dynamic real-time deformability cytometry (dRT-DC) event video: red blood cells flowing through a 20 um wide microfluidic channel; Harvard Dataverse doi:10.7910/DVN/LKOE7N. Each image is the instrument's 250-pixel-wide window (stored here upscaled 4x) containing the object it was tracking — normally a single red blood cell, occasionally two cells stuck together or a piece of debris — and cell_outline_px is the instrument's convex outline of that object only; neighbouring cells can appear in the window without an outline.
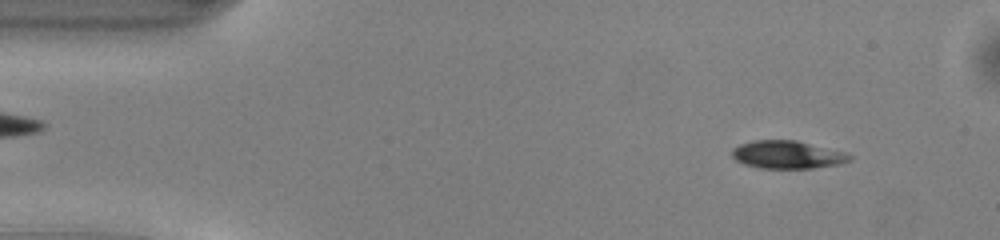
{"species": "common noctule bat (a hibernating species)", "species_latin": "Nyctalus noctula", "temperature_condition": "warm", "stored_images_in_passage": 48, "camera_frame_rate_fps": 3000, "um_per_image_px": 0.085, "animal": {"sex": "male", "body_mass_g": 13.0, "forearm_length_mm": 53.1}, "frame": {"image": 1, "passage_image": 4, "time_ms": 1.0, "image_size_px": [1000, 240], "cell_outline_px": [[852, 156], [848, 160], [840, 164], [812, 168], [760, 168], [744, 164], [736, 160], [732, 156], [732, 148], [740, 144], [752, 140], [796, 140], [848, 152]], "centroid_in_image_um": [66.93, 13.14], "position_along_channel_um": 18.1, "area_um2": 19.19}}
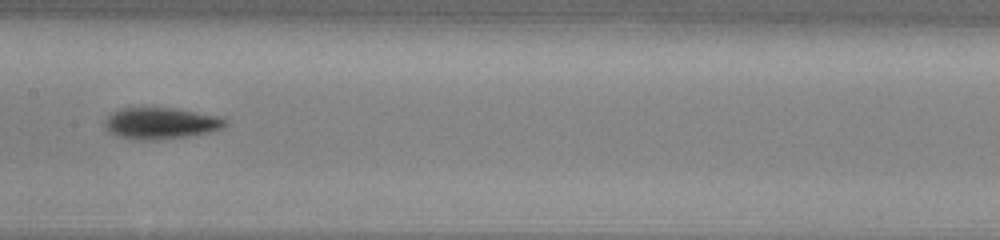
{"frame": {"image": 2, "passage_image": 23, "time_ms": 7.333, "image_size_px": [1000, 240], "cell_outline_px": [[228, 124], [212, 132], [188, 136], [152, 140], [144, 140], [116, 136], [108, 132], [104, 128], [104, 120], [112, 112], [120, 108], [176, 108], [224, 116], [228, 120]], "centroid_in_image_um": [13.7, 10.47], "position_along_channel_um": 193.7, "area_um2": 22.43}}
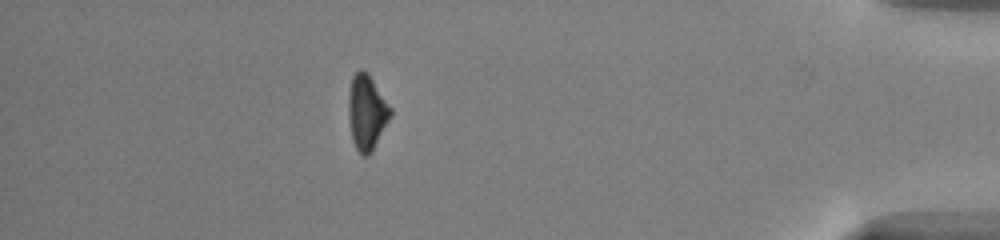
{"frame": {"image": 3, "passage_image": 42, "time_ms": 13.667, "image_size_px": [1000, 240], "cell_outline_px": [[392, 116], [372, 152], [368, 156], [364, 156], [356, 148], [352, 140], [348, 116], [348, 92], [352, 76], [360, 68], [368, 72], [392, 108]], "centroid_in_image_um": [31.18, 9.53], "position_along_channel_um": 404.0, "area_um2": 18.73}, "authors_computed_cell_mechanics": {"area_um2": 19.7965, "velocity_mm_per_s": 4.1527, "shape_relaxation_time_tau1_ms": 1.7139, "shape_relaxation_time_tau2_ms": null, "deformation_change_tau1": 0.1308, "deformation_change_tau2": null}}